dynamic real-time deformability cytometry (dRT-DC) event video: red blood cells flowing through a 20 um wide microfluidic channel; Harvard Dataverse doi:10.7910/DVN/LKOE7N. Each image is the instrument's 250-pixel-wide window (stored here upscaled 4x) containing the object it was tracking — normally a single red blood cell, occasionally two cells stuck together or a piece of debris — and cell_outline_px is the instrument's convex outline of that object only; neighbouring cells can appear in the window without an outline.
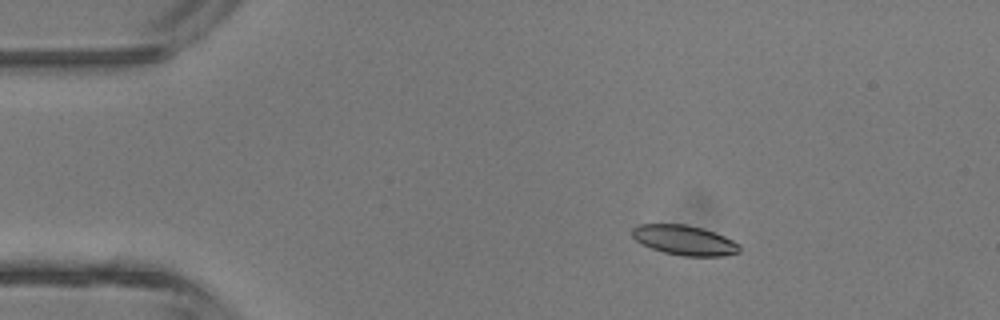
{"species": "common noctule bat (a hibernating species)", "species_latin": "Nyctalus noctula", "temperature_condition": "room temperature", "stored_images_in_passage": 5, "camera_frame_rate_fps": 3000, "um_per_image_px": 0.085, "animal": {"sex": "male", "body_mass_g": 13.3}, "frame": {"image": 1, "passage_image": 3, "time_ms": 2.333, "image_size_px": [1000, 320], "cell_outline_px": [[740, 252], [724, 256], [684, 256], [664, 252], [652, 248], [636, 240], [632, 236], [632, 228], [636, 224], [688, 224], [724, 236], [740, 244]], "centroid_in_image_um": [58.18, 20.41], "position_along_channel_um": 26.8, "area_um2": 18.55}}